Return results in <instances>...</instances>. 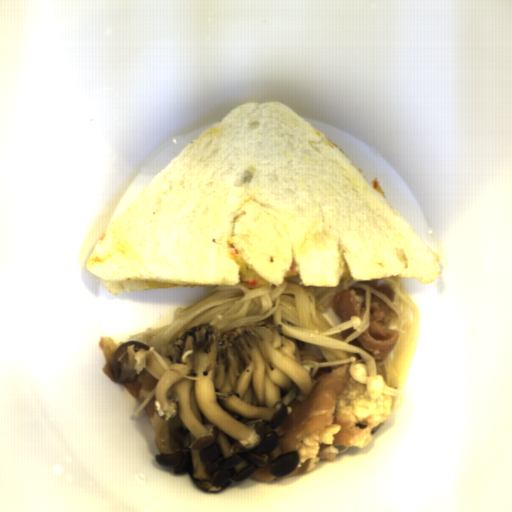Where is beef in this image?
I'll list each match as a JSON object with an SVG mask.
<instances>
[{
    "instance_id": "33117281",
    "label": "beef",
    "mask_w": 512,
    "mask_h": 512,
    "mask_svg": "<svg viewBox=\"0 0 512 512\" xmlns=\"http://www.w3.org/2000/svg\"><path fill=\"white\" fill-rule=\"evenodd\" d=\"M350 368L320 367L310 377L309 397L285 404L288 412L275 454L296 452L293 470L275 477L264 465L248 477L266 482L308 473L319 460L333 462L338 446L362 449L372 442V430L392 414V397L384 392L371 395L366 384L352 377Z\"/></svg>"
},
{
    "instance_id": "835553da",
    "label": "beef",
    "mask_w": 512,
    "mask_h": 512,
    "mask_svg": "<svg viewBox=\"0 0 512 512\" xmlns=\"http://www.w3.org/2000/svg\"><path fill=\"white\" fill-rule=\"evenodd\" d=\"M398 320L399 315L394 308L371 293L369 327L359 337L349 341V345L367 353L377 364L384 363V359L398 341V329L392 328V325Z\"/></svg>"
},
{
    "instance_id": "3709a7b0",
    "label": "beef",
    "mask_w": 512,
    "mask_h": 512,
    "mask_svg": "<svg viewBox=\"0 0 512 512\" xmlns=\"http://www.w3.org/2000/svg\"><path fill=\"white\" fill-rule=\"evenodd\" d=\"M126 341L116 343L114 339L110 337H101L99 339V346L106 357V364L102 368V372L114 383L122 385L125 390L133 396L139 403H142L150 395V393L156 388L157 380L148 371H143L135 379L118 382L114 378L112 370L113 356L118 347H120Z\"/></svg>"
},
{
    "instance_id": "2567d371",
    "label": "beef",
    "mask_w": 512,
    "mask_h": 512,
    "mask_svg": "<svg viewBox=\"0 0 512 512\" xmlns=\"http://www.w3.org/2000/svg\"><path fill=\"white\" fill-rule=\"evenodd\" d=\"M330 308L343 323L352 317L362 319L367 313L366 289L354 286L338 292L331 299Z\"/></svg>"
},
{
    "instance_id": "bafd7931",
    "label": "beef",
    "mask_w": 512,
    "mask_h": 512,
    "mask_svg": "<svg viewBox=\"0 0 512 512\" xmlns=\"http://www.w3.org/2000/svg\"><path fill=\"white\" fill-rule=\"evenodd\" d=\"M359 284H366L375 291L384 295L390 302L395 300V291L391 288V286L383 279H375V280H367V281H358Z\"/></svg>"
},
{
    "instance_id": "89bedb05",
    "label": "beef",
    "mask_w": 512,
    "mask_h": 512,
    "mask_svg": "<svg viewBox=\"0 0 512 512\" xmlns=\"http://www.w3.org/2000/svg\"><path fill=\"white\" fill-rule=\"evenodd\" d=\"M156 394L144 405L143 409L145 410L150 422L153 423L154 415H155V404H156Z\"/></svg>"
}]
</instances>
